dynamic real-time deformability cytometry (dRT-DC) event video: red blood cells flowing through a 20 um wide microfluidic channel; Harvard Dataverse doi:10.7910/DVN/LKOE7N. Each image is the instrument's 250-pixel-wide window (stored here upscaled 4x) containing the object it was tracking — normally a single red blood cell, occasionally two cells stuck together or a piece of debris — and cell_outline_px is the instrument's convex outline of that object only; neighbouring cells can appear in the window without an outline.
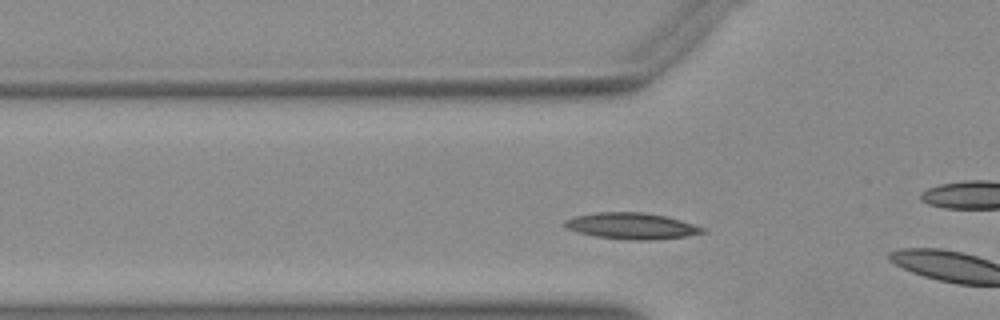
{"species": "Egyptian fruit bat (a non-hibernating species)", "species_latin": "Rousettus aegyptiacus", "temperature_condition": "warm", "stored_images_in_passage": 4, "camera_frame_rate_fps": 3000, "um_per_image_px": 0.085, "animal": {"sex": "female"}, "frame": {"image": 1, "passage_image": 3, "time_ms": 0.667, "image_size_px": [1000, 320], "cell_outline_px": [[708, 232], [688, 236], [656, 240], [632, 240], [596, 236], [580, 232], [568, 228], [564, 224], [564, 220], [576, 216], [596, 212], [640, 212], [664, 216], [680, 220], [704, 228]], "centroid_in_image_um": [53.73, 19.21], "position_along_channel_um": 72.1, "area_um2": 20.87}}